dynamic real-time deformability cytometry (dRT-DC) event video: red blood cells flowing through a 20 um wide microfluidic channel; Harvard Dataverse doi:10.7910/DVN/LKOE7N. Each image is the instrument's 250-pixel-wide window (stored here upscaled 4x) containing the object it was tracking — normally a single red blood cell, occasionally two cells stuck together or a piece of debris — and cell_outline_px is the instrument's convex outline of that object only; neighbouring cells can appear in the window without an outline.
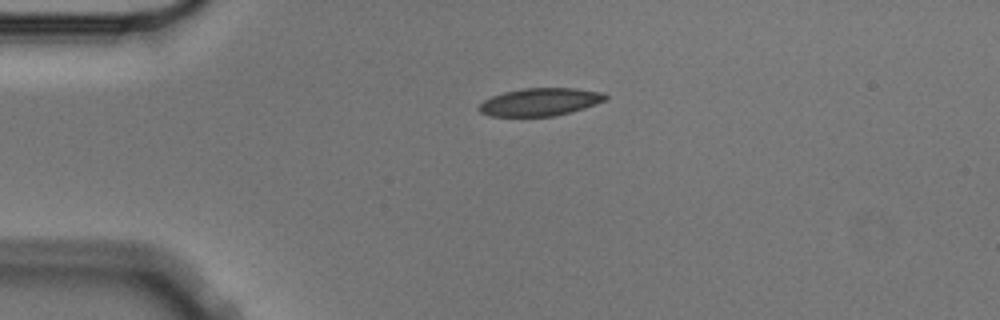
{"species": "Egyptian fruit bat (a non-hibernating species)", "species_latin": "Rousettus aegyptiacus", "temperature_condition": "cold", "stored_images_in_passage": 3, "camera_frame_rate_fps": 3000, "um_per_image_px": 0.085, "animal": {"sex": "male"}, "frame": {"image": 1, "passage_image": 1, "time_ms": 0.0, "image_size_px": [1000, 320], "cell_outline_px": [[608, 100], [572, 112], [552, 116], [492, 116], [480, 112], [480, 104], [484, 100], [492, 96], [504, 92], [524, 88], [576, 88], [604, 92], [608, 96]], "centroid_in_image_um": [45.97, 8.66], "position_along_channel_um": 39.0, "area_um2": 20.46}}
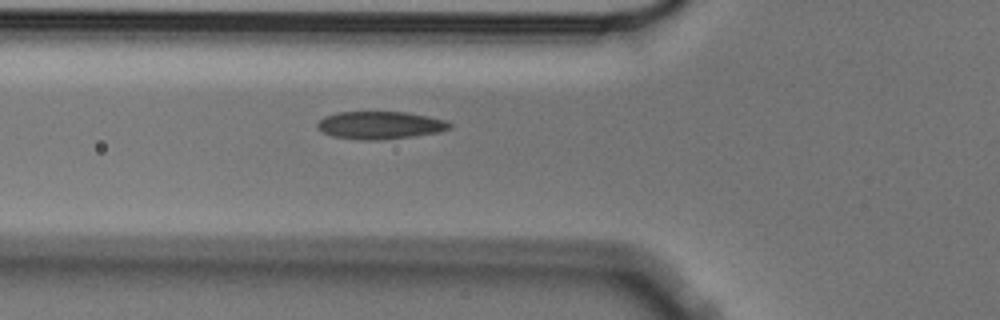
{"frame": {"image": 2, "passage_image": 3, "time_ms": 0.667, "image_size_px": [1000, 320], "cell_outline_px": [[452, 128], [440, 132], [412, 136], [380, 140], [364, 140], [332, 136], [316, 128], [316, 124], [324, 116], [336, 112], [408, 112], [428, 116], [444, 120], [452, 124]], "centroid_in_image_um": [32.31, 10.64], "position_along_channel_um": 93.5, "area_um2": 21.39}}